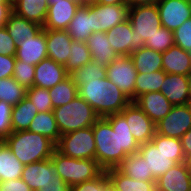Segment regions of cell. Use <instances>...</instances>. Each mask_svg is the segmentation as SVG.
Here are the masks:
<instances>
[{"label":"cell","mask_w":191,"mask_h":191,"mask_svg":"<svg viewBox=\"0 0 191 191\" xmlns=\"http://www.w3.org/2000/svg\"><path fill=\"white\" fill-rule=\"evenodd\" d=\"M156 191H191V172L186 162L175 164L157 178Z\"/></svg>","instance_id":"2e32d148"},{"label":"cell","mask_w":191,"mask_h":191,"mask_svg":"<svg viewBox=\"0 0 191 191\" xmlns=\"http://www.w3.org/2000/svg\"><path fill=\"white\" fill-rule=\"evenodd\" d=\"M139 145L151 142L156 133L155 123L134 102H130L121 112Z\"/></svg>","instance_id":"7c38bea8"},{"label":"cell","mask_w":191,"mask_h":191,"mask_svg":"<svg viewBox=\"0 0 191 191\" xmlns=\"http://www.w3.org/2000/svg\"><path fill=\"white\" fill-rule=\"evenodd\" d=\"M73 41L86 42L92 35V3L81 4L67 29Z\"/></svg>","instance_id":"cb8c5ba5"},{"label":"cell","mask_w":191,"mask_h":191,"mask_svg":"<svg viewBox=\"0 0 191 191\" xmlns=\"http://www.w3.org/2000/svg\"><path fill=\"white\" fill-rule=\"evenodd\" d=\"M157 8L161 26L172 32L191 18V0H161Z\"/></svg>","instance_id":"5bb4252c"},{"label":"cell","mask_w":191,"mask_h":191,"mask_svg":"<svg viewBox=\"0 0 191 191\" xmlns=\"http://www.w3.org/2000/svg\"><path fill=\"white\" fill-rule=\"evenodd\" d=\"M28 131L44 135L55 144L61 137L53 111L38 112L30 123Z\"/></svg>","instance_id":"d6a6232c"},{"label":"cell","mask_w":191,"mask_h":191,"mask_svg":"<svg viewBox=\"0 0 191 191\" xmlns=\"http://www.w3.org/2000/svg\"><path fill=\"white\" fill-rule=\"evenodd\" d=\"M186 164H187V167H188V170L191 172V156H189L187 159H186Z\"/></svg>","instance_id":"9f6ffc18"},{"label":"cell","mask_w":191,"mask_h":191,"mask_svg":"<svg viewBox=\"0 0 191 191\" xmlns=\"http://www.w3.org/2000/svg\"><path fill=\"white\" fill-rule=\"evenodd\" d=\"M69 76L64 65L50 58L41 60L35 65L34 86L50 89Z\"/></svg>","instance_id":"ac0fdd59"},{"label":"cell","mask_w":191,"mask_h":191,"mask_svg":"<svg viewBox=\"0 0 191 191\" xmlns=\"http://www.w3.org/2000/svg\"><path fill=\"white\" fill-rule=\"evenodd\" d=\"M128 20L132 32L136 36V50L144 47V43L161 28V20L157 5H144L129 8Z\"/></svg>","instance_id":"52a82bcc"},{"label":"cell","mask_w":191,"mask_h":191,"mask_svg":"<svg viewBox=\"0 0 191 191\" xmlns=\"http://www.w3.org/2000/svg\"><path fill=\"white\" fill-rule=\"evenodd\" d=\"M12 12V3H0V27H5Z\"/></svg>","instance_id":"681fc988"},{"label":"cell","mask_w":191,"mask_h":191,"mask_svg":"<svg viewBox=\"0 0 191 191\" xmlns=\"http://www.w3.org/2000/svg\"><path fill=\"white\" fill-rule=\"evenodd\" d=\"M53 113L61 135L91 127L100 118L93 107L79 95L69 103L53 109Z\"/></svg>","instance_id":"277c9868"},{"label":"cell","mask_w":191,"mask_h":191,"mask_svg":"<svg viewBox=\"0 0 191 191\" xmlns=\"http://www.w3.org/2000/svg\"><path fill=\"white\" fill-rule=\"evenodd\" d=\"M38 110L28 97L12 107L11 126L12 131L28 130L30 123L37 115Z\"/></svg>","instance_id":"1f68e13d"},{"label":"cell","mask_w":191,"mask_h":191,"mask_svg":"<svg viewBox=\"0 0 191 191\" xmlns=\"http://www.w3.org/2000/svg\"><path fill=\"white\" fill-rule=\"evenodd\" d=\"M26 97L30 99L38 112L53 111L52 101L48 89L33 86L26 91Z\"/></svg>","instance_id":"ab89813d"},{"label":"cell","mask_w":191,"mask_h":191,"mask_svg":"<svg viewBox=\"0 0 191 191\" xmlns=\"http://www.w3.org/2000/svg\"><path fill=\"white\" fill-rule=\"evenodd\" d=\"M48 90L53 109L69 103L78 95V87L70 76Z\"/></svg>","instance_id":"836d02e7"},{"label":"cell","mask_w":191,"mask_h":191,"mask_svg":"<svg viewBox=\"0 0 191 191\" xmlns=\"http://www.w3.org/2000/svg\"><path fill=\"white\" fill-rule=\"evenodd\" d=\"M174 44L191 53V18L173 32Z\"/></svg>","instance_id":"7bdbcfd3"},{"label":"cell","mask_w":191,"mask_h":191,"mask_svg":"<svg viewBox=\"0 0 191 191\" xmlns=\"http://www.w3.org/2000/svg\"><path fill=\"white\" fill-rule=\"evenodd\" d=\"M181 144L185 159L191 156V129H189L181 138Z\"/></svg>","instance_id":"f907efd6"},{"label":"cell","mask_w":191,"mask_h":191,"mask_svg":"<svg viewBox=\"0 0 191 191\" xmlns=\"http://www.w3.org/2000/svg\"><path fill=\"white\" fill-rule=\"evenodd\" d=\"M69 76L74 81V84L78 87L82 84H86V80L103 79L107 76L106 67L97 64L94 61L82 66L81 68L72 71Z\"/></svg>","instance_id":"8d00e7d4"},{"label":"cell","mask_w":191,"mask_h":191,"mask_svg":"<svg viewBox=\"0 0 191 191\" xmlns=\"http://www.w3.org/2000/svg\"><path fill=\"white\" fill-rule=\"evenodd\" d=\"M130 56L138 73L149 74L158 70H163L162 53L153 49L144 46L133 51Z\"/></svg>","instance_id":"83f0119b"},{"label":"cell","mask_w":191,"mask_h":191,"mask_svg":"<svg viewBox=\"0 0 191 191\" xmlns=\"http://www.w3.org/2000/svg\"><path fill=\"white\" fill-rule=\"evenodd\" d=\"M173 45H174L173 32L162 26L151 37V39H148L144 43V46L146 48L153 49L160 53L167 51Z\"/></svg>","instance_id":"f35d334b"},{"label":"cell","mask_w":191,"mask_h":191,"mask_svg":"<svg viewBox=\"0 0 191 191\" xmlns=\"http://www.w3.org/2000/svg\"><path fill=\"white\" fill-rule=\"evenodd\" d=\"M26 89L13 77L0 79V100L15 106L26 97Z\"/></svg>","instance_id":"d590c367"},{"label":"cell","mask_w":191,"mask_h":191,"mask_svg":"<svg viewBox=\"0 0 191 191\" xmlns=\"http://www.w3.org/2000/svg\"><path fill=\"white\" fill-rule=\"evenodd\" d=\"M56 1H60V0H47L48 4L56 3ZM61 1H62V0H61Z\"/></svg>","instance_id":"94428289"},{"label":"cell","mask_w":191,"mask_h":191,"mask_svg":"<svg viewBox=\"0 0 191 191\" xmlns=\"http://www.w3.org/2000/svg\"><path fill=\"white\" fill-rule=\"evenodd\" d=\"M92 61L107 67L119 55L111 48L105 32H94L86 41Z\"/></svg>","instance_id":"d4e9b609"},{"label":"cell","mask_w":191,"mask_h":191,"mask_svg":"<svg viewBox=\"0 0 191 191\" xmlns=\"http://www.w3.org/2000/svg\"><path fill=\"white\" fill-rule=\"evenodd\" d=\"M49 4L47 0H13L12 9L13 12L29 21L38 23L43 26Z\"/></svg>","instance_id":"484cf974"},{"label":"cell","mask_w":191,"mask_h":191,"mask_svg":"<svg viewBox=\"0 0 191 191\" xmlns=\"http://www.w3.org/2000/svg\"><path fill=\"white\" fill-rule=\"evenodd\" d=\"M15 57L16 60L34 66L48 58L46 29H42L34 38L19 42Z\"/></svg>","instance_id":"e0dca14e"},{"label":"cell","mask_w":191,"mask_h":191,"mask_svg":"<svg viewBox=\"0 0 191 191\" xmlns=\"http://www.w3.org/2000/svg\"><path fill=\"white\" fill-rule=\"evenodd\" d=\"M155 126L157 134L180 139L191 129L190 104L172 106L170 112Z\"/></svg>","instance_id":"9c48e42d"},{"label":"cell","mask_w":191,"mask_h":191,"mask_svg":"<svg viewBox=\"0 0 191 191\" xmlns=\"http://www.w3.org/2000/svg\"><path fill=\"white\" fill-rule=\"evenodd\" d=\"M151 142L166 154H184L181 140L179 138L163 136L155 133Z\"/></svg>","instance_id":"b9f144b4"},{"label":"cell","mask_w":191,"mask_h":191,"mask_svg":"<svg viewBox=\"0 0 191 191\" xmlns=\"http://www.w3.org/2000/svg\"><path fill=\"white\" fill-rule=\"evenodd\" d=\"M109 181L119 191H156V181H139L128 177L117 168L106 170Z\"/></svg>","instance_id":"f1b7e54d"},{"label":"cell","mask_w":191,"mask_h":191,"mask_svg":"<svg viewBox=\"0 0 191 191\" xmlns=\"http://www.w3.org/2000/svg\"><path fill=\"white\" fill-rule=\"evenodd\" d=\"M81 4L80 0H60L49 4L43 29L67 30Z\"/></svg>","instance_id":"9a60e30c"},{"label":"cell","mask_w":191,"mask_h":191,"mask_svg":"<svg viewBox=\"0 0 191 191\" xmlns=\"http://www.w3.org/2000/svg\"><path fill=\"white\" fill-rule=\"evenodd\" d=\"M162 67L166 74H191V53L183 50L177 45L171 46L162 52Z\"/></svg>","instance_id":"603a6c76"},{"label":"cell","mask_w":191,"mask_h":191,"mask_svg":"<svg viewBox=\"0 0 191 191\" xmlns=\"http://www.w3.org/2000/svg\"><path fill=\"white\" fill-rule=\"evenodd\" d=\"M12 107L0 100V141H4L13 131L11 126Z\"/></svg>","instance_id":"ee69618b"},{"label":"cell","mask_w":191,"mask_h":191,"mask_svg":"<svg viewBox=\"0 0 191 191\" xmlns=\"http://www.w3.org/2000/svg\"><path fill=\"white\" fill-rule=\"evenodd\" d=\"M165 75L166 73L163 70H158L149 74L137 73L135 83V99L147 92H161V85L164 82Z\"/></svg>","instance_id":"e575fe53"},{"label":"cell","mask_w":191,"mask_h":191,"mask_svg":"<svg viewBox=\"0 0 191 191\" xmlns=\"http://www.w3.org/2000/svg\"><path fill=\"white\" fill-rule=\"evenodd\" d=\"M15 63V56L0 54V79L13 76Z\"/></svg>","instance_id":"7dc6e473"},{"label":"cell","mask_w":191,"mask_h":191,"mask_svg":"<svg viewBox=\"0 0 191 191\" xmlns=\"http://www.w3.org/2000/svg\"><path fill=\"white\" fill-rule=\"evenodd\" d=\"M107 78L130 100H135L137 71L130 55L118 56L106 67Z\"/></svg>","instance_id":"ba28073f"},{"label":"cell","mask_w":191,"mask_h":191,"mask_svg":"<svg viewBox=\"0 0 191 191\" xmlns=\"http://www.w3.org/2000/svg\"><path fill=\"white\" fill-rule=\"evenodd\" d=\"M17 45L5 27H0V54L15 56Z\"/></svg>","instance_id":"bcb514c9"},{"label":"cell","mask_w":191,"mask_h":191,"mask_svg":"<svg viewBox=\"0 0 191 191\" xmlns=\"http://www.w3.org/2000/svg\"><path fill=\"white\" fill-rule=\"evenodd\" d=\"M95 0H80V2L82 3V4H89V3H92V2H94Z\"/></svg>","instance_id":"6f0895ef"},{"label":"cell","mask_w":191,"mask_h":191,"mask_svg":"<svg viewBox=\"0 0 191 191\" xmlns=\"http://www.w3.org/2000/svg\"><path fill=\"white\" fill-rule=\"evenodd\" d=\"M72 41L67 30H46L48 58L65 65L70 56Z\"/></svg>","instance_id":"7402d4cb"},{"label":"cell","mask_w":191,"mask_h":191,"mask_svg":"<svg viewBox=\"0 0 191 191\" xmlns=\"http://www.w3.org/2000/svg\"><path fill=\"white\" fill-rule=\"evenodd\" d=\"M21 178L32 191L43 189L48 184H65L56 174L51 158L24 165Z\"/></svg>","instance_id":"4fadbf2b"},{"label":"cell","mask_w":191,"mask_h":191,"mask_svg":"<svg viewBox=\"0 0 191 191\" xmlns=\"http://www.w3.org/2000/svg\"><path fill=\"white\" fill-rule=\"evenodd\" d=\"M93 3H98L103 5H117V4H126V0H95Z\"/></svg>","instance_id":"db71d44e"},{"label":"cell","mask_w":191,"mask_h":191,"mask_svg":"<svg viewBox=\"0 0 191 191\" xmlns=\"http://www.w3.org/2000/svg\"><path fill=\"white\" fill-rule=\"evenodd\" d=\"M92 127L95 160L104 171L117 168L124 158L137 153L140 148L121 113L100 117Z\"/></svg>","instance_id":"6da1fadb"},{"label":"cell","mask_w":191,"mask_h":191,"mask_svg":"<svg viewBox=\"0 0 191 191\" xmlns=\"http://www.w3.org/2000/svg\"><path fill=\"white\" fill-rule=\"evenodd\" d=\"M70 191H105V171L92 180L71 186Z\"/></svg>","instance_id":"f6af8a7d"},{"label":"cell","mask_w":191,"mask_h":191,"mask_svg":"<svg viewBox=\"0 0 191 191\" xmlns=\"http://www.w3.org/2000/svg\"><path fill=\"white\" fill-rule=\"evenodd\" d=\"M91 61V53L86 42L72 41L70 56L64 67L67 73L70 74L75 69L81 68Z\"/></svg>","instance_id":"74e56055"},{"label":"cell","mask_w":191,"mask_h":191,"mask_svg":"<svg viewBox=\"0 0 191 191\" xmlns=\"http://www.w3.org/2000/svg\"><path fill=\"white\" fill-rule=\"evenodd\" d=\"M161 0H126L129 8L144 5H157Z\"/></svg>","instance_id":"f5cc1de1"},{"label":"cell","mask_w":191,"mask_h":191,"mask_svg":"<svg viewBox=\"0 0 191 191\" xmlns=\"http://www.w3.org/2000/svg\"><path fill=\"white\" fill-rule=\"evenodd\" d=\"M35 66L16 60L13 78L26 90L34 86Z\"/></svg>","instance_id":"60d3db41"},{"label":"cell","mask_w":191,"mask_h":191,"mask_svg":"<svg viewBox=\"0 0 191 191\" xmlns=\"http://www.w3.org/2000/svg\"><path fill=\"white\" fill-rule=\"evenodd\" d=\"M137 153L146 160L148 172H151L155 179L159 178L175 164L186 161L184 154H166L152 142L140 145Z\"/></svg>","instance_id":"30bf717a"},{"label":"cell","mask_w":191,"mask_h":191,"mask_svg":"<svg viewBox=\"0 0 191 191\" xmlns=\"http://www.w3.org/2000/svg\"><path fill=\"white\" fill-rule=\"evenodd\" d=\"M188 81H189V93L191 97V74L188 76Z\"/></svg>","instance_id":"680465c9"},{"label":"cell","mask_w":191,"mask_h":191,"mask_svg":"<svg viewBox=\"0 0 191 191\" xmlns=\"http://www.w3.org/2000/svg\"><path fill=\"white\" fill-rule=\"evenodd\" d=\"M71 186L68 183L65 184H48L45 185L43 189H38L37 191H70Z\"/></svg>","instance_id":"816d5d0a"},{"label":"cell","mask_w":191,"mask_h":191,"mask_svg":"<svg viewBox=\"0 0 191 191\" xmlns=\"http://www.w3.org/2000/svg\"><path fill=\"white\" fill-rule=\"evenodd\" d=\"M0 3H12V0H0Z\"/></svg>","instance_id":"91938a15"},{"label":"cell","mask_w":191,"mask_h":191,"mask_svg":"<svg viewBox=\"0 0 191 191\" xmlns=\"http://www.w3.org/2000/svg\"><path fill=\"white\" fill-rule=\"evenodd\" d=\"M55 147L58 152L71 158L95 160L96 145L93 127L61 135Z\"/></svg>","instance_id":"8992f818"},{"label":"cell","mask_w":191,"mask_h":191,"mask_svg":"<svg viewBox=\"0 0 191 191\" xmlns=\"http://www.w3.org/2000/svg\"><path fill=\"white\" fill-rule=\"evenodd\" d=\"M156 124L171 110L172 104L160 91L147 92L133 101Z\"/></svg>","instance_id":"d6986e66"},{"label":"cell","mask_w":191,"mask_h":191,"mask_svg":"<svg viewBox=\"0 0 191 191\" xmlns=\"http://www.w3.org/2000/svg\"><path fill=\"white\" fill-rule=\"evenodd\" d=\"M78 95L85 99L99 117L120 113L131 100L107 77L86 80L78 86Z\"/></svg>","instance_id":"7a4b0ae2"},{"label":"cell","mask_w":191,"mask_h":191,"mask_svg":"<svg viewBox=\"0 0 191 191\" xmlns=\"http://www.w3.org/2000/svg\"><path fill=\"white\" fill-rule=\"evenodd\" d=\"M132 30V25L127 19L105 32L111 48L119 56L130 55L136 50V36Z\"/></svg>","instance_id":"ffe728a7"},{"label":"cell","mask_w":191,"mask_h":191,"mask_svg":"<svg viewBox=\"0 0 191 191\" xmlns=\"http://www.w3.org/2000/svg\"><path fill=\"white\" fill-rule=\"evenodd\" d=\"M105 191H119L108 179L105 171Z\"/></svg>","instance_id":"11a10c76"},{"label":"cell","mask_w":191,"mask_h":191,"mask_svg":"<svg viewBox=\"0 0 191 191\" xmlns=\"http://www.w3.org/2000/svg\"><path fill=\"white\" fill-rule=\"evenodd\" d=\"M4 142L23 165L50 159L56 149L48 137L28 130L12 132Z\"/></svg>","instance_id":"3957f363"},{"label":"cell","mask_w":191,"mask_h":191,"mask_svg":"<svg viewBox=\"0 0 191 191\" xmlns=\"http://www.w3.org/2000/svg\"><path fill=\"white\" fill-rule=\"evenodd\" d=\"M162 94L173 106L190 103L188 76L181 74H166L161 85Z\"/></svg>","instance_id":"44dd1931"},{"label":"cell","mask_w":191,"mask_h":191,"mask_svg":"<svg viewBox=\"0 0 191 191\" xmlns=\"http://www.w3.org/2000/svg\"><path fill=\"white\" fill-rule=\"evenodd\" d=\"M127 4L103 5L92 2V33L107 32L128 19Z\"/></svg>","instance_id":"8fae6325"},{"label":"cell","mask_w":191,"mask_h":191,"mask_svg":"<svg viewBox=\"0 0 191 191\" xmlns=\"http://www.w3.org/2000/svg\"><path fill=\"white\" fill-rule=\"evenodd\" d=\"M0 191H32L30 187L20 179H11L0 182Z\"/></svg>","instance_id":"c3c4849f"},{"label":"cell","mask_w":191,"mask_h":191,"mask_svg":"<svg viewBox=\"0 0 191 191\" xmlns=\"http://www.w3.org/2000/svg\"><path fill=\"white\" fill-rule=\"evenodd\" d=\"M51 161L56 174L70 186L98 177L104 170L96 160L75 159L54 150Z\"/></svg>","instance_id":"5b68a950"},{"label":"cell","mask_w":191,"mask_h":191,"mask_svg":"<svg viewBox=\"0 0 191 191\" xmlns=\"http://www.w3.org/2000/svg\"><path fill=\"white\" fill-rule=\"evenodd\" d=\"M9 35L14 39L16 45L23 40L34 38L42 29L43 26L38 23L29 21L12 12L5 24Z\"/></svg>","instance_id":"4316f807"},{"label":"cell","mask_w":191,"mask_h":191,"mask_svg":"<svg viewBox=\"0 0 191 191\" xmlns=\"http://www.w3.org/2000/svg\"><path fill=\"white\" fill-rule=\"evenodd\" d=\"M117 169L134 180L156 181L151 172H148L146 160L138 153L128 155L124 158Z\"/></svg>","instance_id":"4dcf8cb0"},{"label":"cell","mask_w":191,"mask_h":191,"mask_svg":"<svg viewBox=\"0 0 191 191\" xmlns=\"http://www.w3.org/2000/svg\"><path fill=\"white\" fill-rule=\"evenodd\" d=\"M24 165L16 158L4 141H0V182L20 179Z\"/></svg>","instance_id":"f546056e"}]
</instances>
